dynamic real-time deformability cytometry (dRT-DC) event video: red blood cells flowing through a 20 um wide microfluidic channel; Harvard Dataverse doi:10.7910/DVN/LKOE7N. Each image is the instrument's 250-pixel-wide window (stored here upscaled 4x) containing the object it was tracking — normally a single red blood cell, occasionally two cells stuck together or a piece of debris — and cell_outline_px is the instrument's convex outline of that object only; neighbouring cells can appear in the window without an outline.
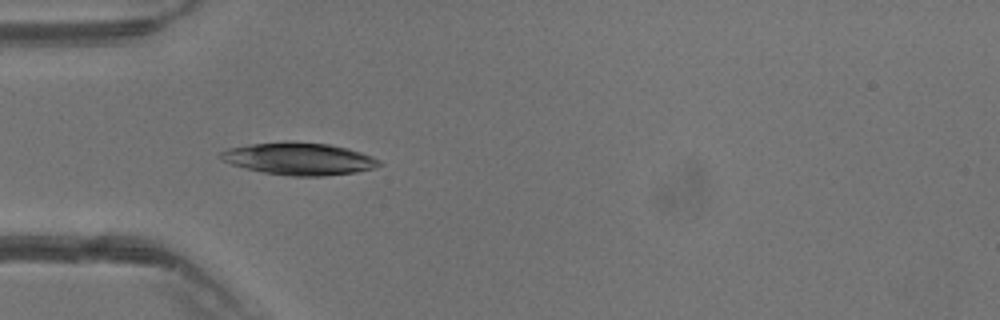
{"species": "common noctule bat (a hibernating species)", "species_latin": "Nyctalus noctula", "temperature_condition": "warm", "stored_images_in_passage": 6, "camera_frame_rate_fps": 3000, "um_per_image_px": 0.085, "animal": {"sex": "male", "body_mass_g": 13.3}, "frame": {"image": 1, "passage_image": 3, "time_ms": 0.667, "image_size_px": [1000, 320], "cell_outline_px": [[384, 164], [372, 168], [356, 172], [324, 176], [292, 176], [264, 172], [232, 164], [216, 156], [220, 152], [228, 148], [248, 144], [284, 140], [288, 140], [328, 144], [348, 148], [372, 156], [380, 160]], "centroid_in_image_um": [25.42, 13.47], "position_along_channel_um": 59.6, "area_um2": 30.0}}
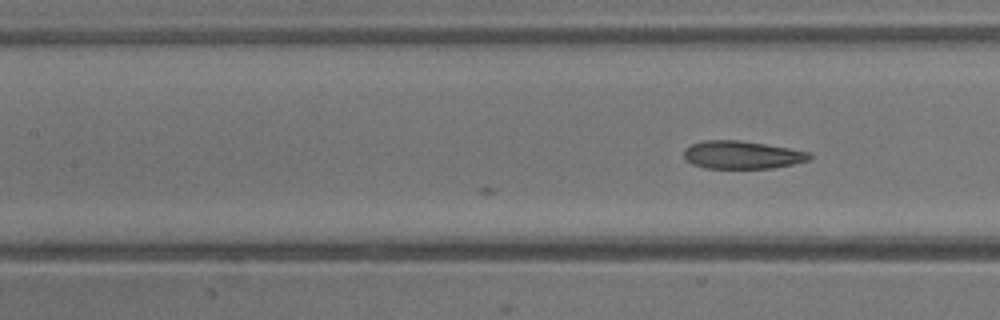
{"frame": {"image": 2, "passage_image": 6, "time_ms": 1.667, "image_size_px": [1000, 320], "cell_outline_px": [[812, 156], [808, 160], [792, 164], [772, 168], [704, 168], [692, 164], [684, 160], [684, 148], [692, 144], [704, 140], [740, 140], [788, 148], [808, 152]], "centroid_in_image_um": [63.01, 13.16], "position_along_channel_um": 144.4, "area_um2": 20.35}}